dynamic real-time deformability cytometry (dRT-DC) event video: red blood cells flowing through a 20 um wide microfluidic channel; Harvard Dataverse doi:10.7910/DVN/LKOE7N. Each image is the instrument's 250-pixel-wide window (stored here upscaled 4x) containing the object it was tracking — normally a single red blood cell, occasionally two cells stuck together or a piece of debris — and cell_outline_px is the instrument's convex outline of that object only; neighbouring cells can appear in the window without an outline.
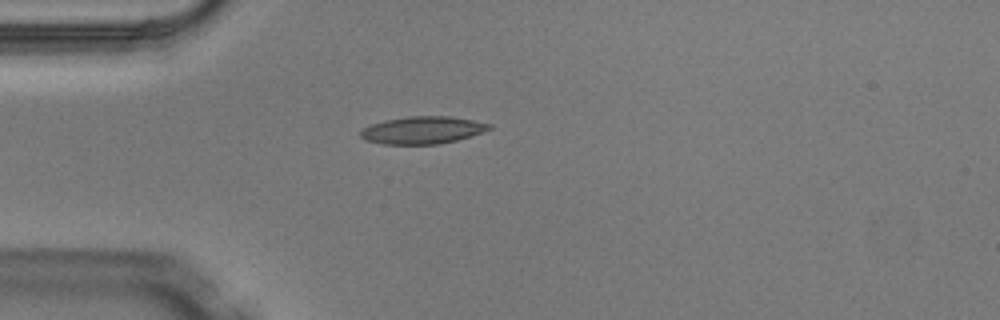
{"species": "Egyptian fruit bat (a non-hibernating species)", "species_latin": "Rousettus aegyptiacus", "temperature_condition": "warm", "stored_images_in_passage": 4, "camera_frame_rate_fps": 3000, "um_per_image_px": 0.085, "animal": {"sex": "male"}, "frame": {"image": 1, "passage_image": 4, "time_ms": 1.0, "image_size_px": [1000, 320], "cell_outline_px": [[492, 128], [456, 140], [436, 144], [384, 144], [364, 140], [360, 136], [360, 132], [364, 128], [372, 124], [384, 120], [408, 116], [452, 116], [492, 124]], "centroid_in_image_um": [35.88, 11.05], "position_along_channel_um": 49.1, "area_um2": 20.35}}